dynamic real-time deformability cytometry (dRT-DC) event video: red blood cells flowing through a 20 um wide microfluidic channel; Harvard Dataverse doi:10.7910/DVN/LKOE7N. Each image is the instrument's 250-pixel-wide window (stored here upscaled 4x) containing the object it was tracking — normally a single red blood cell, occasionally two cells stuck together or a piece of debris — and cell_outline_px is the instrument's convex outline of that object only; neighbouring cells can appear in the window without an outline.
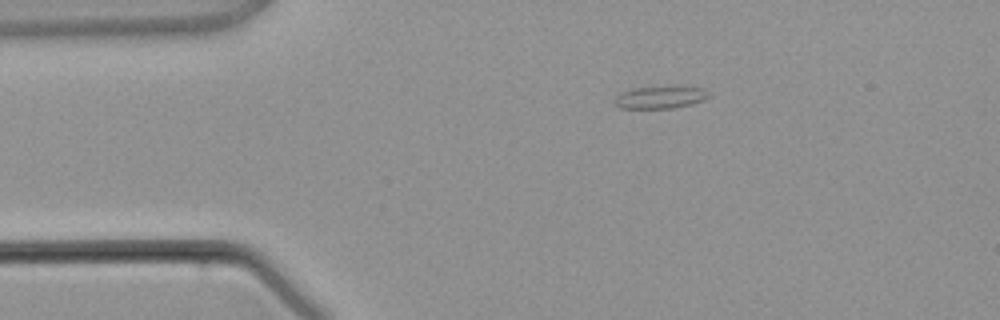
{"species": "common noctule bat (a hibernating species)", "species_latin": "Nyctalus noctula", "temperature_condition": "warm", "stored_images_in_passage": 1, "camera_frame_rate_fps": 3000, "um_per_image_px": 0.085, "animal": {"sex": "male", "body_mass_g": 21.5, "forearm_length_mm": 52.0}, "frame": {"image": 1, "passage_image": 1, "time_ms": 0.0, "image_size_px": [1000, 320], "cell_outline_px": [[712, 96], [704, 100], [672, 108], [620, 108], [616, 104], [616, 96], [620, 92], [632, 88], [676, 84], [704, 88]], "centroid_in_image_um": [56.18, 8.21], "position_along_channel_um": 28.8, "area_um2": 12.77}}